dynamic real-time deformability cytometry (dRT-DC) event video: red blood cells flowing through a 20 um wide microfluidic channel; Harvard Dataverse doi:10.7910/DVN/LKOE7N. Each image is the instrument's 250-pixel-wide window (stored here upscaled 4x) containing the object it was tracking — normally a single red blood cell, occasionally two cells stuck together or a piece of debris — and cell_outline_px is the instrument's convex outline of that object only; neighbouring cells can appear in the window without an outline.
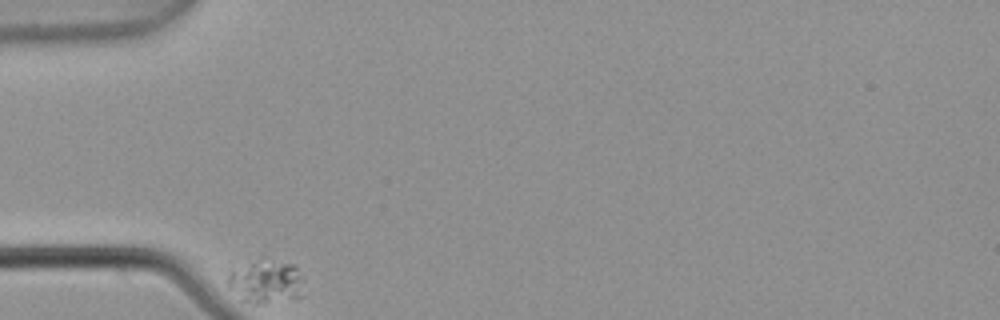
{"species": "common noctule bat (a hibernating species)", "species_latin": "Nyctalus noctula", "temperature_condition": "warm", "stored_images_in_passage": 5, "camera_frame_rate_fps": 3000, "um_per_image_px": 0.085, "animal": {"sex": "male", "body_mass_g": 21.5, "forearm_length_mm": 52.0}, "frame": {"image": 1, "passage_image": 1, "time_ms": 0.0, "image_size_px": [1000, 320], "cell_outline_px": [[300, 296], [264, 304], [252, 304], [240, 300], [228, 288], [228, 268], [264, 256], [296, 264]], "centroid_in_image_um": [22.44, 23.87], "position_along_channel_um": 62.6, "area_um2": 19.71}}
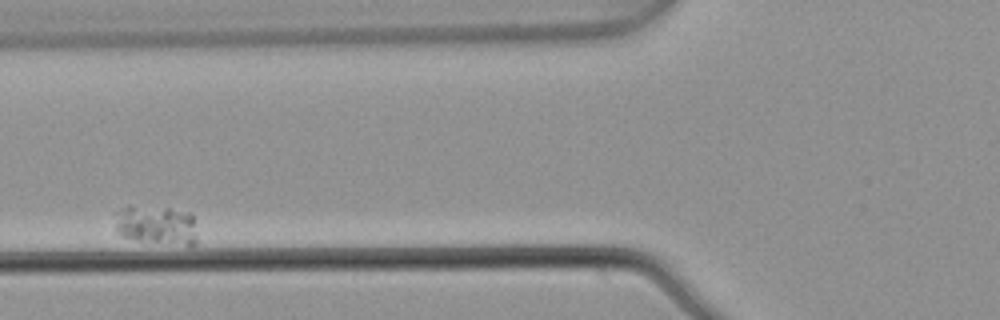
{"frame": {"image": 2, "passage_image": 3, "time_ms": 0.667, "image_size_px": [1000, 320], "cell_outline_px": [[196, 244], [184, 244], [140, 240], [124, 236], [116, 232], [112, 212], [128, 204], [132, 204], [168, 208], [192, 212], [196, 236]], "centroid_in_image_um": [13.2, 19.05], "position_along_channel_um": 112.6, "area_um2": 19.13}}
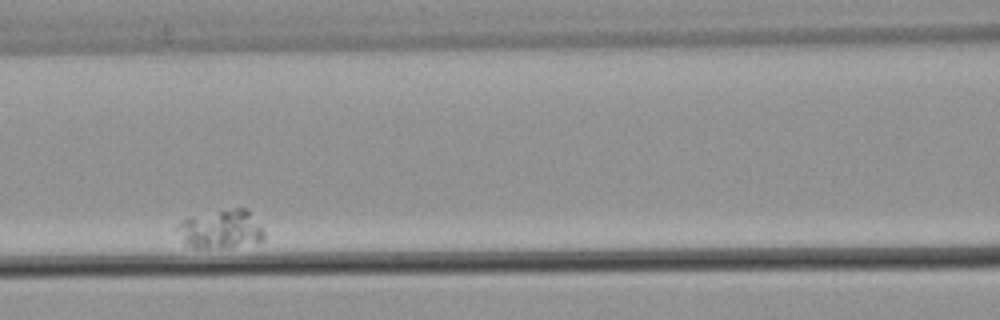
{"frame": {"image": 3, "passage_image": 4, "time_ms": 1.0, "image_size_px": [1000, 320], "cell_outline_px": [[264, 240], [220, 248], [196, 248], [184, 244], [176, 228], [188, 216], [236, 208], [248, 208], [260, 224], [264, 232]], "centroid_in_image_um": [18.77, 19.47], "position_along_channel_um": 147.8, "area_um2": 19.42}}